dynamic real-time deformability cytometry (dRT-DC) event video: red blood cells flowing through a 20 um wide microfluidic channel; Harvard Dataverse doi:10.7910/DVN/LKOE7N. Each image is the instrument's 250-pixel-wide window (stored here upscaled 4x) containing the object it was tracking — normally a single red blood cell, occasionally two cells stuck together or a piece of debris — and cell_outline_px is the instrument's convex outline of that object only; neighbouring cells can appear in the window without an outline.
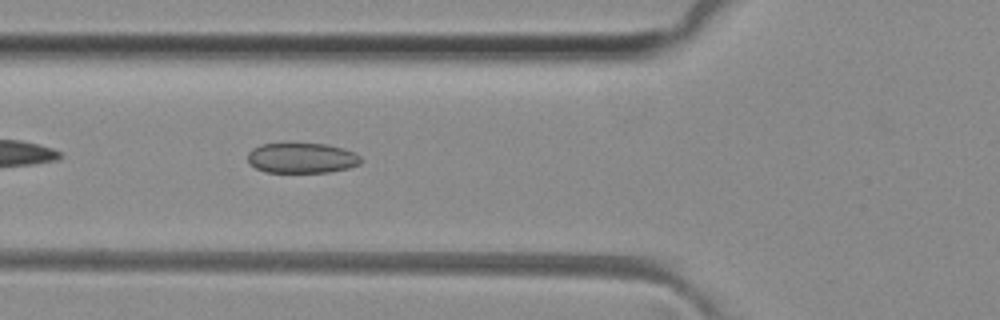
{"species": "common noctule bat (a hibernating species)", "species_latin": "Nyctalus noctula", "temperature_condition": "room temperature", "stored_images_in_passage": 13, "camera_frame_rate_fps": 3000, "um_per_image_px": 0.085, "animal": {"sex": "female", "body_mass_g": 29.2, "forearm_length_mm": 56.3}, "frame": {"image": 1, "passage_image": 4, "time_ms": 1.0, "image_size_px": [1000, 320], "cell_outline_px": [[360, 164], [348, 168], [328, 172], [264, 172], [256, 168], [248, 160], [248, 152], [252, 148], [260, 144], [328, 144], [344, 148], [356, 152], [360, 156]], "centroid_in_image_um": [25.67, 13.43], "position_along_channel_um": 100.1, "area_um2": 19.94}}
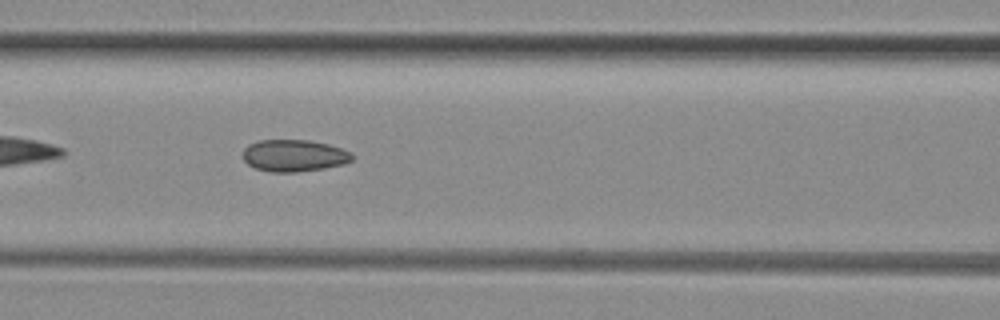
{"frame": {"image": 2, "passage_image": 7, "time_ms": 2.0, "image_size_px": [1000, 320], "cell_outline_px": [[356, 156], [352, 160], [344, 164], [324, 168], [296, 172], [272, 172], [256, 168], [248, 164], [244, 160], [244, 148], [248, 144], [260, 140], [308, 140], [328, 144], [352, 152]], "centroid_in_image_um": [25.03, 13.22], "position_along_channel_um": 141.6, "area_um2": 20.35}}
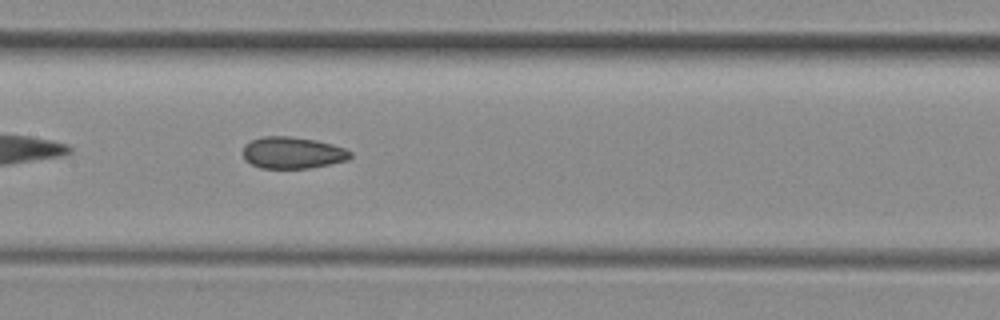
{"frame": {"image": 3, "passage_image": 10, "time_ms": 3.0, "image_size_px": [1000, 320], "cell_outline_px": [[352, 156], [348, 160], [308, 168], [260, 168], [244, 160], [244, 144], [252, 140], [264, 136], [288, 136], [316, 140], [332, 144], [344, 148], [352, 152]], "centroid_in_image_um": [24.87, 12.98], "position_along_channel_um": 182.5, "area_um2": 19.77}}